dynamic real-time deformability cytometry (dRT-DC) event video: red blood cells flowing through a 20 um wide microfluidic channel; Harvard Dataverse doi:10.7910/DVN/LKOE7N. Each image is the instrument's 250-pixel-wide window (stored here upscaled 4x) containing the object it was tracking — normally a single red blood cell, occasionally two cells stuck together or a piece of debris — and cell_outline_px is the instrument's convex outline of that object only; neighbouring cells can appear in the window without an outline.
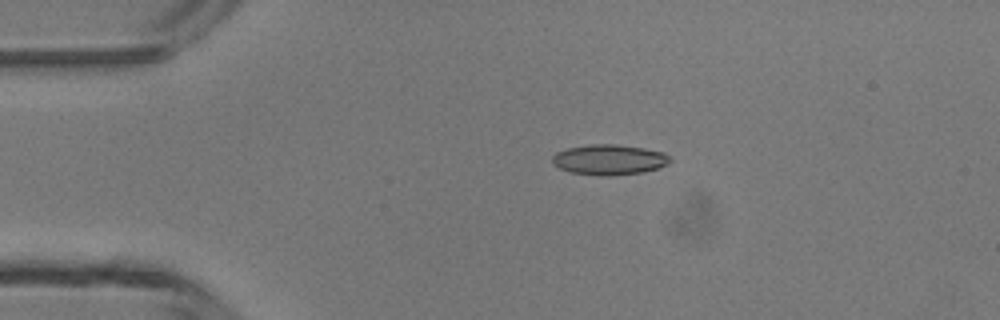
{"species": "common noctule bat (a hibernating species)", "species_latin": "Nyctalus noctula", "temperature_condition": "room temperature", "stored_images_in_passage": 3, "camera_frame_rate_fps": 3000, "um_per_image_px": 0.085, "animal": {"sex": "male", "body_mass_g": 13.3}, "frame": {"image": 1, "passage_image": 2, "time_ms": 1.0, "image_size_px": [1000, 320], "cell_outline_px": [[672, 160], [668, 164], [644, 172], [608, 176], [600, 176], [568, 172], [552, 164], [552, 156], [556, 152], [568, 148], [588, 144], [616, 144], [644, 148], [664, 152]], "centroid_in_image_um": [51.76, 13.57], "position_along_channel_um": 33.2, "area_um2": 20.98}}
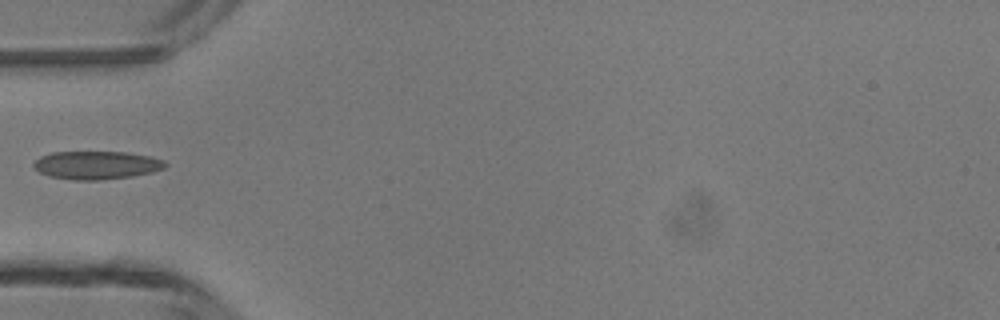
{"frame": {"image": 2, "passage_image": 3, "time_ms": 3.0, "image_size_px": [1000, 320], "cell_outline_px": [[168, 164], [164, 168], [152, 172], [132, 176], [100, 180], [76, 180], [48, 176], [40, 172], [32, 164], [40, 156], [52, 152], [124, 152], [148, 156], [164, 160]], "centroid_in_image_um": [8.2, 14.04], "position_along_channel_um": 76.8, "area_um2": 21.5}}